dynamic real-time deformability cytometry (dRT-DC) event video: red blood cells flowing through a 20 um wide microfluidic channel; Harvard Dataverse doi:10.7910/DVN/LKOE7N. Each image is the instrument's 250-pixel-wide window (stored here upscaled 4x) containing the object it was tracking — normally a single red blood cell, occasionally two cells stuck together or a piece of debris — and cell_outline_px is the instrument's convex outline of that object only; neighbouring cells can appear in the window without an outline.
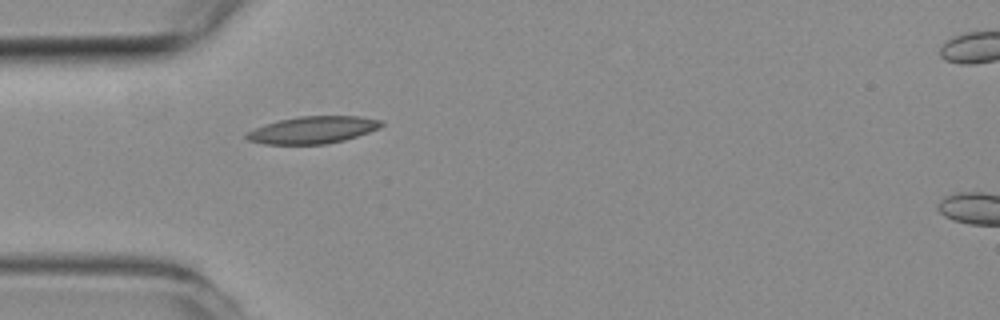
{"species": "common noctule bat (a hibernating species)", "species_latin": "Nyctalus noctula", "temperature_condition": "room temperature", "stored_images_in_passage": 14, "camera_frame_rate_fps": 3000, "um_per_image_px": 0.085, "animal": {"sex": "female", "body_mass_g": 19.3, "forearm_length_mm": 54.1}, "frame": {"image": 1, "passage_image": 2, "time_ms": 0.333, "image_size_px": [1000, 320], "cell_outline_px": [[384, 124], [380, 128], [344, 140], [324, 144], [264, 144], [248, 140], [244, 136], [244, 132], [264, 124], [280, 120], [300, 116], [360, 116], [380, 120]], "centroid_in_image_um": [26.55, 11.04], "position_along_channel_um": 58.5, "area_um2": 21.33}}
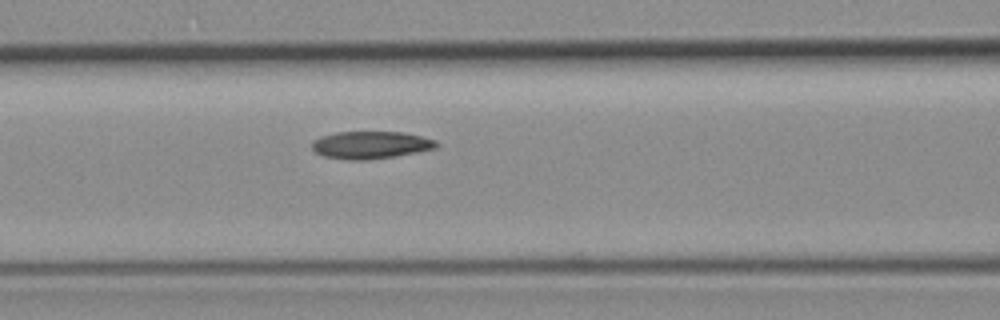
{"frame": {"image": 2, "passage_image": 8, "time_ms": 2.333, "image_size_px": [1000, 320], "cell_outline_px": [[440, 144], [436, 148], [396, 156], [368, 160], [348, 160], [324, 156], [316, 152], [312, 148], [312, 140], [320, 136], [336, 132], [404, 132], [436, 140]], "centroid_in_image_um": [31.5, 12.32], "position_along_channel_um": 135.1, "area_um2": 20.0}}
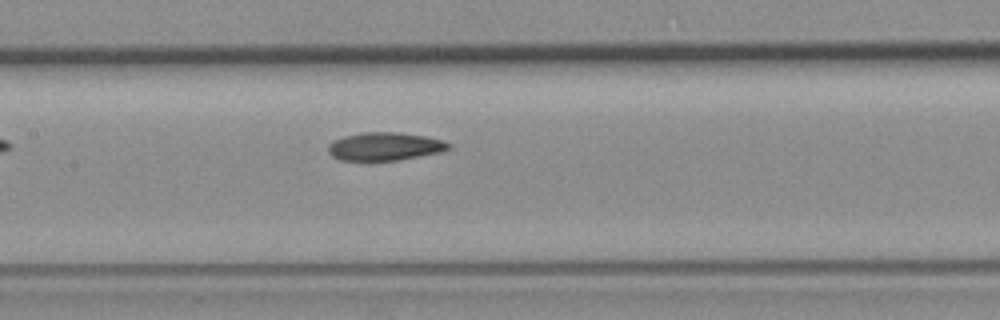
{"frame": {"image": 3, "passage_image": 11, "time_ms": 3.333, "image_size_px": [1000, 320], "cell_outline_px": [[448, 148], [440, 152], [400, 160], [340, 160], [332, 156], [328, 152], [328, 144], [344, 136], [364, 132], [400, 132], [424, 136], [440, 140], [448, 144]], "centroid_in_image_um": [32.66, 12.45], "position_along_channel_um": 174.7, "area_um2": 19.42}}